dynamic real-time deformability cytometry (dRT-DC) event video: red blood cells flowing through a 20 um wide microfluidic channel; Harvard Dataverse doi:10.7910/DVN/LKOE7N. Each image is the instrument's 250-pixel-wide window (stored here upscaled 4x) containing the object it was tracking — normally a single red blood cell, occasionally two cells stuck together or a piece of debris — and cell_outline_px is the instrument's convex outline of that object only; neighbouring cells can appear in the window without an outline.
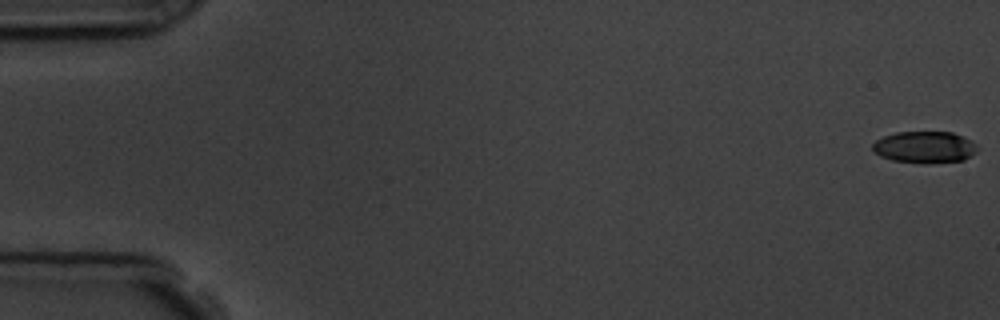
{"species": "common noctule bat (a hibernating species)", "species_latin": "Nyctalus noctula", "temperature_condition": "room temperature", "stored_images_in_passage": 57, "camera_frame_rate_fps": 3000, "um_per_image_px": 0.085, "animal": {"sex": "male", "body_mass_g": 19.5, "forearm_length_mm": 54.6}, "frame": {"image": 1, "passage_image": 1, "time_ms": 0.0, "image_size_px": [1000, 320], "cell_outline_px": [[976, 152], [964, 160], [928, 164], [924, 164], [892, 160], [880, 156], [872, 148], [872, 144], [876, 140], [884, 136], [896, 132], [952, 132], [972, 140], [976, 144]], "centroid_in_image_um": [78.6, 12.51], "position_along_channel_um": 6.4, "area_um2": 19.48}}
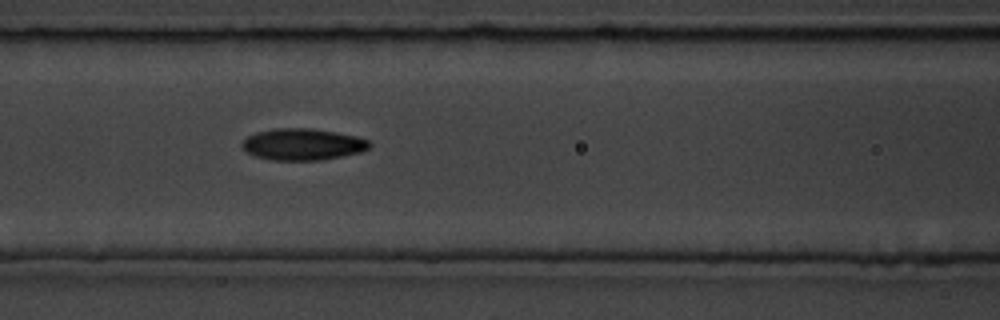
{"frame": {"image": 2, "passage_image": 25, "time_ms": 8.0, "image_size_px": [1000, 320], "cell_outline_px": [[372, 144], [368, 148], [360, 152], [320, 160], [272, 160], [256, 156], [248, 152], [240, 144], [248, 136], [256, 132], [276, 128], [312, 128], [336, 132], [356, 136], [368, 140]], "centroid_in_image_um": [25.73, 12.26], "position_along_channel_um": 140.9, "area_um2": 23.29}}
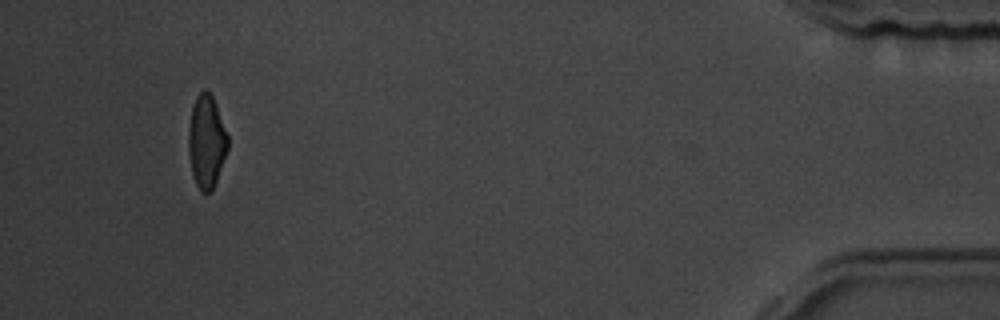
{"frame": {"image": 3, "passage_image": 54, "time_ms": 17.667, "image_size_px": [1000, 320], "cell_outline_px": [[228, 148], [216, 180], [212, 188], [204, 196], [200, 192], [192, 176], [188, 152], [188, 128], [192, 104], [196, 96], [204, 88], [208, 88], [216, 104], [228, 136]], "centroid_in_image_um": [17.52, 12.01], "position_along_channel_um": 417.7, "area_um2": 21.56}, "authors_computed_cell_mechanics": {"area_um2": 21.964, "velocity_mm_per_s": 3.6144, "shape_relaxation_time_tau1_ms": 4.1296, "shape_relaxation_time_tau2_ms": 3.4106, "deformation_change_tau1": 0.142, "deformation_change_tau2": 0.0957}}